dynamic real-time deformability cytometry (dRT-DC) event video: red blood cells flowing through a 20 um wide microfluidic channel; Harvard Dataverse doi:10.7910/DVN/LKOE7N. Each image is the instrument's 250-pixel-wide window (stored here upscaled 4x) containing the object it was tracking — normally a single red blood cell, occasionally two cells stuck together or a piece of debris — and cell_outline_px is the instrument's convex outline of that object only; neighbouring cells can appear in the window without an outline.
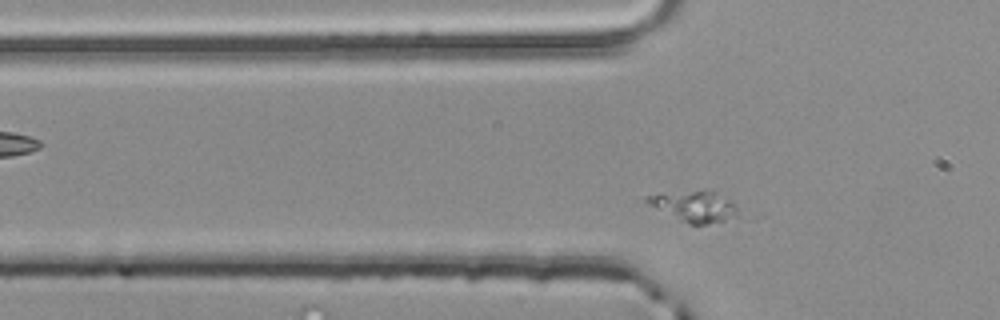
{"species": "common noctule bat (a hibernating species)", "species_latin": "Nyctalus noctula", "temperature_condition": "room temperature", "stored_images_in_passage": 4, "camera_frame_rate_fps": 3000, "um_per_image_px": 0.085, "animal": {"sex": "male", "body_mass_g": 20.4}, "frame": {"image": 1, "passage_image": 4, "time_ms": 1.0, "image_size_px": [1000, 320], "cell_outline_px": [[736, 216], [724, 220], [708, 224], [688, 224], [648, 204], [644, 200], [644, 196], [660, 192], [716, 192], [728, 200], [736, 208]], "centroid_in_image_um": [58.93, 17.54], "position_along_channel_um": 66.9, "area_um2": 15.72}}